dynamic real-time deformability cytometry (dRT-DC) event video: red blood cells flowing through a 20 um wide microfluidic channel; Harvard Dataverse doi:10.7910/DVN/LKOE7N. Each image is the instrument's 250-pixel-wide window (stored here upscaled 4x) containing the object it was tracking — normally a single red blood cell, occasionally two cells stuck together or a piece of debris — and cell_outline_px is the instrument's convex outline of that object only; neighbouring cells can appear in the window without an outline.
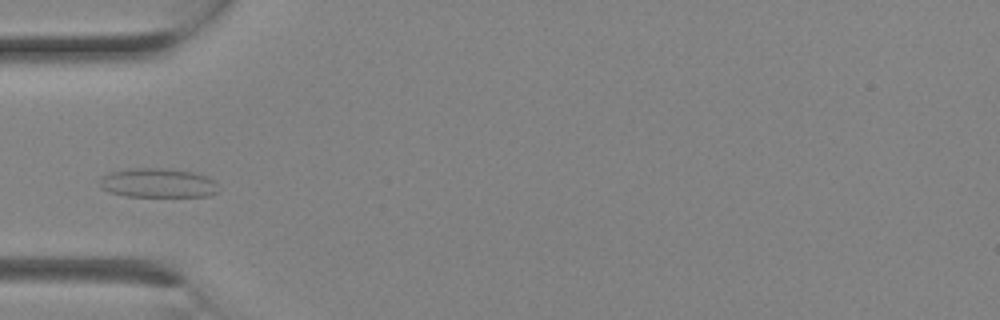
{"species": "Egyptian fruit bat (a non-hibernating species)", "species_latin": "Rousettus aegyptiacus", "temperature_condition": "room temperature", "stored_images_in_passage": 3, "camera_frame_rate_fps": 3000, "um_per_image_px": 0.085, "animal": {"sex": "female"}, "frame": {"image": 1, "passage_image": 3, "time_ms": 0.667, "image_size_px": [1000, 320], "cell_outline_px": [[216, 192], [208, 196], [124, 196], [108, 192], [100, 188], [100, 180], [108, 172], [128, 168], [164, 168], [192, 172], [208, 176], [216, 184]], "centroid_in_image_um": [13.36, 15.55], "position_along_channel_um": 71.6, "area_um2": 20.23}}